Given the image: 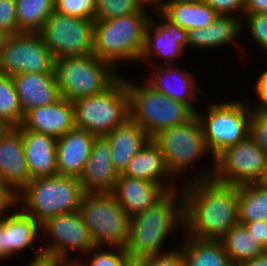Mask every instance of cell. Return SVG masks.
Segmentation results:
<instances>
[{"instance_id": "6da1fadb", "label": "cell", "mask_w": 267, "mask_h": 266, "mask_svg": "<svg viewBox=\"0 0 267 266\" xmlns=\"http://www.w3.org/2000/svg\"><path fill=\"white\" fill-rule=\"evenodd\" d=\"M184 195L183 234L194 239L221 240L239 222L238 186L213 178L181 185Z\"/></svg>"}, {"instance_id": "7a4b0ae2", "label": "cell", "mask_w": 267, "mask_h": 266, "mask_svg": "<svg viewBox=\"0 0 267 266\" xmlns=\"http://www.w3.org/2000/svg\"><path fill=\"white\" fill-rule=\"evenodd\" d=\"M181 227H185L184 195L179 188L168 192L147 211L130 218L125 249L132 261L165 252L163 244Z\"/></svg>"}, {"instance_id": "3957f363", "label": "cell", "mask_w": 267, "mask_h": 266, "mask_svg": "<svg viewBox=\"0 0 267 266\" xmlns=\"http://www.w3.org/2000/svg\"><path fill=\"white\" fill-rule=\"evenodd\" d=\"M153 141L160 147L166 168L171 176L174 179H183L182 182L178 181L181 184L213 177L215 158L208 150L202 126L196 114L184 124L162 131L153 138ZM206 155H211L212 167L201 165V169H197L198 173H188L191 167Z\"/></svg>"}, {"instance_id": "277c9868", "label": "cell", "mask_w": 267, "mask_h": 266, "mask_svg": "<svg viewBox=\"0 0 267 266\" xmlns=\"http://www.w3.org/2000/svg\"><path fill=\"white\" fill-rule=\"evenodd\" d=\"M148 11H136L102 21H95L93 27V54L112 65L140 62L144 48L147 24L152 17ZM125 61V62H124Z\"/></svg>"}, {"instance_id": "5b68a950", "label": "cell", "mask_w": 267, "mask_h": 266, "mask_svg": "<svg viewBox=\"0 0 267 266\" xmlns=\"http://www.w3.org/2000/svg\"><path fill=\"white\" fill-rule=\"evenodd\" d=\"M84 194L78 178L57 174L31 179L18 194V206L41 225L51 217L79 211Z\"/></svg>"}, {"instance_id": "8992f818", "label": "cell", "mask_w": 267, "mask_h": 266, "mask_svg": "<svg viewBox=\"0 0 267 266\" xmlns=\"http://www.w3.org/2000/svg\"><path fill=\"white\" fill-rule=\"evenodd\" d=\"M126 81L130 119L153 139L169 128L187 122L195 113L184 103L165 96L146 80L142 85Z\"/></svg>"}, {"instance_id": "52a82bcc", "label": "cell", "mask_w": 267, "mask_h": 266, "mask_svg": "<svg viewBox=\"0 0 267 266\" xmlns=\"http://www.w3.org/2000/svg\"><path fill=\"white\" fill-rule=\"evenodd\" d=\"M54 70L61 97L71 102L103 93L122 76L94 54L55 59Z\"/></svg>"}, {"instance_id": "ba28073f", "label": "cell", "mask_w": 267, "mask_h": 266, "mask_svg": "<svg viewBox=\"0 0 267 266\" xmlns=\"http://www.w3.org/2000/svg\"><path fill=\"white\" fill-rule=\"evenodd\" d=\"M72 103L75 128L84 129L95 137H106L130 118L129 95L122 76L103 93Z\"/></svg>"}, {"instance_id": "9c48e42d", "label": "cell", "mask_w": 267, "mask_h": 266, "mask_svg": "<svg viewBox=\"0 0 267 266\" xmlns=\"http://www.w3.org/2000/svg\"><path fill=\"white\" fill-rule=\"evenodd\" d=\"M79 212L95 247L126 248L130 217L112 193H85Z\"/></svg>"}, {"instance_id": "30bf717a", "label": "cell", "mask_w": 267, "mask_h": 266, "mask_svg": "<svg viewBox=\"0 0 267 266\" xmlns=\"http://www.w3.org/2000/svg\"><path fill=\"white\" fill-rule=\"evenodd\" d=\"M206 109V113L198 111L196 115L208 150L214 158L249 136L252 107L247 101L211 102Z\"/></svg>"}, {"instance_id": "8fae6325", "label": "cell", "mask_w": 267, "mask_h": 266, "mask_svg": "<svg viewBox=\"0 0 267 266\" xmlns=\"http://www.w3.org/2000/svg\"><path fill=\"white\" fill-rule=\"evenodd\" d=\"M267 168V156L248 136L215 157L213 179L217 182L242 186L260 183Z\"/></svg>"}, {"instance_id": "7c38bea8", "label": "cell", "mask_w": 267, "mask_h": 266, "mask_svg": "<svg viewBox=\"0 0 267 266\" xmlns=\"http://www.w3.org/2000/svg\"><path fill=\"white\" fill-rule=\"evenodd\" d=\"M95 20L66 16L55 11L39 32L55 59L93 54Z\"/></svg>"}, {"instance_id": "4fadbf2b", "label": "cell", "mask_w": 267, "mask_h": 266, "mask_svg": "<svg viewBox=\"0 0 267 266\" xmlns=\"http://www.w3.org/2000/svg\"><path fill=\"white\" fill-rule=\"evenodd\" d=\"M54 68L55 58L40 33L12 35L0 56V73L8 76L55 72Z\"/></svg>"}, {"instance_id": "5bb4252c", "label": "cell", "mask_w": 267, "mask_h": 266, "mask_svg": "<svg viewBox=\"0 0 267 266\" xmlns=\"http://www.w3.org/2000/svg\"><path fill=\"white\" fill-rule=\"evenodd\" d=\"M41 232L42 235L48 234L51 240L41 245L43 253L53 254L60 259H70L68 254L73 251L86 256L95 247L79 211L47 219L41 224Z\"/></svg>"}, {"instance_id": "9a60e30c", "label": "cell", "mask_w": 267, "mask_h": 266, "mask_svg": "<svg viewBox=\"0 0 267 266\" xmlns=\"http://www.w3.org/2000/svg\"><path fill=\"white\" fill-rule=\"evenodd\" d=\"M154 12L156 19L151 17L147 24L140 62L149 66L176 64L175 59L181 58L187 48L188 31L167 19L157 8ZM153 56L165 62L156 65Z\"/></svg>"}, {"instance_id": "2e32d148", "label": "cell", "mask_w": 267, "mask_h": 266, "mask_svg": "<svg viewBox=\"0 0 267 266\" xmlns=\"http://www.w3.org/2000/svg\"><path fill=\"white\" fill-rule=\"evenodd\" d=\"M40 233L41 225L19 206L11 214L0 218V263L17 257L29 247L34 256L42 253L41 245L38 248L33 246L39 242Z\"/></svg>"}, {"instance_id": "e0dca14e", "label": "cell", "mask_w": 267, "mask_h": 266, "mask_svg": "<svg viewBox=\"0 0 267 266\" xmlns=\"http://www.w3.org/2000/svg\"><path fill=\"white\" fill-rule=\"evenodd\" d=\"M150 68L152 72L148 78L145 77V80L152 87L165 96L184 103L195 114L198 112L194 105L197 104L196 101L201 100L197 95L200 86L196 83L195 74L176 64L150 66Z\"/></svg>"}, {"instance_id": "ac0fdd59", "label": "cell", "mask_w": 267, "mask_h": 266, "mask_svg": "<svg viewBox=\"0 0 267 266\" xmlns=\"http://www.w3.org/2000/svg\"><path fill=\"white\" fill-rule=\"evenodd\" d=\"M118 172L111 159V147L106 137H95L91 153L78 180L85 193H112Z\"/></svg>"}, {"instance_id": "d6986e66", "label": "cell", "mask_w": 267, "mask_h": 266, "mask_svg": "<svg viewBox=\"0 0 267 266\" xmlns=\"http://www.w3.org/2000/svg\"><path fill=\"white\" fill-rule=\"evenodd\" d=\"M22 126L58 139L75 127L73 103L61 97L52 104L32 108L25 114Z\"/></svg>"}, {"instance_id": "ffe728a7", "label": "cell", "mask_w": 267, "mask_h": 266, "mask_svg": "<svg viewBox=\"0 0 267 266\" xmlns=\"http://www.w3.org/2000/svg\"><path fill=\"white\" fill-rule=\"evenodd\" d=\"M167 193L162 186L152 181L120 174L112 192L130 218L153 207Z\"/></svg>"}, {"instance_id": "44dd1931", "label": "cell", "mask_w": 267, "mask_h": 266, "mask_svg": "<svg viewBox=\"0 0 267 266\" xmlns=\"http://www.w3.org/2000/svg\"><path fill=\"white\" fill-rule=\"evenodd\" d=\"M0 179L17 193L31 180L20 127H12L0 141Z\"/></svg>"}, {"instance_id": "7402d4cb", "label": "cell", "mask_w": 267, "mask_h": 266, "mask_svg": "<svg viewBox=\"0 0 267 266\" xmlns=\"http://www.w3.org/2000/svg\"><path fill=\"white\" fill-rule=\"evenodd\" d=\"M120 175L152 181L162 186L167 192L181 188L180 183L178 184L177 182L176 184L175 181L172 182V180L176 179H174L167 170L160 147L153 139H150L135 154ZM165 179H167L166 183Z\"/></svg>"}, {"instance_id": "603a6c76", "label": "cell", "mask_w": 267, "mask_h": 266, "mask_svg": "<svg viewBox=\"0 0 267 266\" xmlns=\"http://www.w3.org/2000/svg\"><path fill=\"white\" fill-rule=\"evenodd\" d=\"M95 136L84 129L73 128L57 139L58 175L79 178L91 153Z\"/></svg>"}, {"instance_id": "cb8c5ba5", "label": "cell", "mask_w": 267, "mask_h": 266, "mask_svg": "<svg viewBox=\"0 0 267 266\" xmlns=\"http://www.w3.org/2000/svg\"><path fill=\"white\" fill-rule=\"evenodd\" d=\"M20 133L31 179L57 175V139L51 135L26 130L22 125Z\"/></svg>"}, {"instance_id": "d4e9b609", "label": "cell", "mask_w": 267, "mask_h": 266, "mask_svg": "<svg viewBox=\"0 0 267 266\" xmlns=\"http://www.w3.org/2000/svg\"><path fill=\"white\" fill-rule=\"evenodd\" d=\"M13 77L24 115L37 106L52 104L61 98L56 73H21Z\"/></svg>"}, {"instance_id": "484cf974", "label": "cell", "mask_w": 267, "mask_h": 266, "mask_svg": "<svg viewBox=\"0 0 267 266\" xmlns=\"http://www.w3.org/2000/svg\"><path fill=\"white\" fill-rule=\"evenodd\" d=\"M157 9L187 31L207 27L219 15L203 0H159Z\"/></svg>"}, {"instance_id": "4316f807", "label": "cell", "mask_w": 267, "mask_h": 266, "mask_svg": "<svg viewBox=\"0 0 267 266\" xmlns=\"http://www.w3.org/2000/svg\"><path fill=\"white\" fill-rule=\"evenodd\" d=\"M241 25V19L235 16L218 15L209 26L188 31L187 48L209 50L222 48L229 43L237 45L238 37L242 35Z\"/></svg>"}, {"instance_id": "83f0119b", "label": "cell", "mask_w": 267, "mask_h": 266, "mask_svg": "<svg viewBox=\"0 0 267 266\" xmlns=\"http://www.w3.org/2000/svg\"><path fill=\"white\" fill-rule=\"evenodd\" d=\"M114 169L121 174L135 154L150 140L148 134L130 118L107 136Z\"/></svg>"}, {"instance_id": "f1b7e54d", "label": "cell", "mask_w": 267, "mask_h": 266, "mask_svg": "<svg viewBox=\"0 0 267 266\" xmlns=\"http://www.w3.org/2000/svg\"><path fill=\"white\" fill-rule=\"evenodd\" d=\"M185 266H234L221 240L194 239L183 235Z\"/></svg>"}, {"instance_id": "f546056e", "label": "cell", "mask_w": 267, "mask_h": 266, "mask_svg": "<svg viewBox=\"0 0 267 266\" xmlns=\"http://www.w3.org/2000/svg\"><path fill=\"white\" fill-rule=\"evenodd\" d=\"M221 241L234 266H239L266 251L242 224L232 227Z\"/></svg>"}, {"instance_id": "4dcf8cb0", "label": "cell", "mask_w": 267, "mask_h": 266, "mask_svg": "<svg viewBox=\"0 0 267 266\" xmlns=\"http://www.w3.org/2000/svg\"><path fill=\"white\" fill-rule=\"evenodd\" d=\"M239 222L267 221V188L260 183L238 186Z\"/></svg>"}, {"instance_id": "1f68e13d", "label": "cell", "mask_w": 267, "mask_h": 266, "mask_svg": "<svg viewBox=\"0 0 267 266\" xmlns=\"http://www.w3.org/2000/svg\"><path fill=\"white\" fill-rule=\"evenodd\" d=\"M19 33H39L54 12V0H16Z\"/></svg>"}, {"instance_id": "d6a6232c", "label": "cell", "mask_w": 267, "mask_h": 266, "mask_svg": "<svg viewBox=\"0 0 267 266\" xmlns=\"http://www.w3.org/2000/svg\"><path fill=\"white\" fill-rule=\"evenodd\" d=\"M24 116L13 77L0 73V120L11 127H20Z\"/></svg>"}, {"instance_id": "836d02e7", "label": "cell", "mask_w": 267, "mask_h": 266, "mask_svg": "<svg viewBox=\"0 0 267 266\" xmlns=\"http://www.w3.org/2000/svg\"><path fill=\"white\" fill-rule=\"evenodd\" d=\"M76 256L72 259H79L82 266H132V259L125 248L94 247L88 252V259Z\"/></svg>"}, {"instance_id": "e575fe53", "label": "cell", "mask_w": 267, "mask_h": 266, "mask_svg": "<svg viewBox=\"0 0 267 266\" xmlns=\"http://www.w3.org/2000/svg\"><path fill=\"white\" fill-rule=\"evenodd\" d=\"M151 10L141 0H96L95 21L107 20L136 11ZM147 9V10H146Z\"/></svg>"}, {"instance_id": "d590c367", "label": "cell", "mask_w": 267, "mask_h": 266, "mask_svg": "<svg viewBox=\"0 0 267 266\" xmlns=\"http://www.w3.org/2000/svg\"><path fill=\"white\" fill-rule=\"evenodd\" d=\"M241 21L242 34L247 29L252 37V42L254 41L261 52L265 53L267 51V12L244 13Z\"/></svg>"}, {"instance_id": "8d00e7d4", "label": "cell", "mask_w": 267, "mask_h": 266, "mask_svg": "<svg viewBox=\"0 0 267 266\" xmlns=\"http://www.w3.org/2000/svg\"><path fill=\"white\" fill-rule=\"evenodd\" d=\"M56 13L94 20L96 13V0H54Z\"/></svg>"}, {"instance_id": "74e56055", "label": "cell", "mask_w": 267, "mask_h": 266, "mask_svg": "<svg viewBox=\"0 0 267 266\" xmlns=\"http://www.w3.org/2000/svg\"><path fill=\"white\" fill-rule=\"evenodd\" d=\"M176 247L157 255L137 258L132 261V266H185L181 243Z\"/></svg>"}, {"instance_id": "f35d334b", "label": "cell", "mask_w": 267, "mask_h": 266, "mask_svg": "<svg viewBox=\"0 0 267 266\" xmlns=\"http://www.w3.org/2000/svg\"><path fill=\"white\" fill-rule=\"evenodd\" d=\"M249 131V136L267 156V111L252 108Z\"/></svg>"}, {"instance_id": "ab89813d", "label": "cell", "mask_w": 267, "mask_h": 266, "mask_svg": "<svg viewBox=\"0 0 267 266\" xmlns=\"http://www.w3.org/2000/svg\"><path fill=\"white\" fill-rule=\"evenodd\" d=\"M0 29L11 35L19 33L16 0H0Z\"/></svg>"}, {"instance_id": "60d3db41", "label": "cell", "mask_w": 267, "mask_h": 266, "mask_svg": "<svg viewBox=\"0 0 267 266\" xmlns=\"http://www.w3.org/2000/svg\"><path fill=\"white\" fill-rule=\"evenodd\" d=\"M203 1L206 2L219 15H231L241 20L242 17L244 16L246 0H203Z\"/></svg>"}, {"instance_id": "b9f144b4", "label": "cell", "mask_w": 267, "mask_h": 266, "mask_svg": "<svg viewBox=\"0 0 267 266\" xmlns=\"http://www.w3.org/2000/svg\"><path fill=\"white\" fill-rule=\"evenodd\" d=\"M18 194L9 184L0 179V218L11 214L12 209L18 208Z\"/></svg>"}, {"instance_id": "7bdbcfd3", "label": "cell", "mask_w": 267, "mask_h": 266, "mask_svg": "<svg viewBox=\"0 0 267 266\" xmlns=\"http://www.w3.org/2000/svg\"><path fill=\"white\" fill-rule=\"evenodd\" d=\"M260 75V76H259ZM258 75L255 84V95L257 96L256 101H250L253 109L267 111V68ZM258 100V102H257ZM255 102V103H254Z\"/></svg>"}, {"instance_id": "ee69618b", "label": "cell", "mask_w": 267, "mask_h": 266, "mask_svg": "<svg viewBox=\"0 0 267 266\" xmlns=\"http://www.w3.org/2000/svg\"><path fill=\"white\" fill-rule=\"evenodd\" d=\"M255 240L267 250V221L240 222Z\"/></svg>"}, {"instance_id": "f6af8a7d", "label": "cell", "mask_w": 267, "mask_h": 266, "mask_svg": "<svg viewBox=\"0 0 267 266\" xmlns=\"http://www.w3.org/2000/svg\"><path fill=\"white\" fill-rule=\"evenodd\" d=\"M63 259L57 258L53 254L40 253L32 257L25 266H57Z\"/></svg>"}, {"instance_id": "bcb514c9", "label": "cell", "mask_w": 267, "mask_h": 266, "mask_svg": "<svg viewBox=\"0 0 267 266\" xmlns=\"http://www.w3.org/2000/svg\"><path fill=\"white\" fill-rule=\"evenodd\" d=\"M267 12V0H246L244 13Z\"/></svg>"}, {"instance_id": "7dc6e473", "label": "cell", "mask_w": 267, "mask_h": 266, "mask_svg": "<svg viewBox=\"0 0 267 266\" xmlns=\"http://www.w3.org/2000/svg\"><path fill=\"white\" fill-rule=\"evenodd\" d=\"M239 266H267V251L253 259L244 261Z\"/></svg>"}, {"instance_id": "c3c4849f", "label": "cell", "mask_w": 267, "mask_h": 266, "mask_svg": "<svg viewBox=\"0 0 267 266\" xmlns=\"http://www.w3.org/2000/svg\"><path fill=\"white\" fill-rule=\"evenodd\" d=\"M11 36L12 35L10 33L0 29V56L4 51V48L6 47Z\"/></svg>"}, {"instance_id": "681fc988", "label": "cell", "mask_w": 267, "mask_h": 266, "mask_svg": "<svg viewBox=\"0 0 267 266\" xmlns=\"http://www.w3.org/2000/svg\"><path fill=\"white\" fill-rule=\"evenodd\" d=\"M57 266H82L79 259H63Z\"/></svg>"}, {"instance_id": "f907efd6", "label": "cell", "mask_w": 267, "mask_h": 266, "mask_svg": "<svg viewBox=\"0 0 267 266\" xmlns=\"http://www.w3.org/2000/svg\"><path fill=\"white\" fill-rule=\"evenodd\" d=\"M11 128L9 124L0 120V141Z\"/></svg>"}, {"instance_id": "816d5d0a", "label": "cell", "mask_w": 267, "mask_h": 266, "mask_svg": "<svg viewBox=\"0 0 267 266\" xmlns=\"http://www.w3.org/2000/svg\"><path fill=\"white\" fill-rule=\"evenodd\" d=\"M145 5L157 8L159 0H141Z\"/></svg>"}, {"instance_id": "f5cc1de1", "label": "cell", "mask_w": 267, "mask_h": 266, "mask_svg": "<svg viewBox=\"0 0 267 266\" xmlns=\"http://www.w3.org/2000/svg\"><path fill=\"white\" fill-rule=\"evenodd\" d=\"M260 184H262L265 188H267V168H266L264 177H263L262 181L260 182Z\"/></svg>"}]
</instances>
